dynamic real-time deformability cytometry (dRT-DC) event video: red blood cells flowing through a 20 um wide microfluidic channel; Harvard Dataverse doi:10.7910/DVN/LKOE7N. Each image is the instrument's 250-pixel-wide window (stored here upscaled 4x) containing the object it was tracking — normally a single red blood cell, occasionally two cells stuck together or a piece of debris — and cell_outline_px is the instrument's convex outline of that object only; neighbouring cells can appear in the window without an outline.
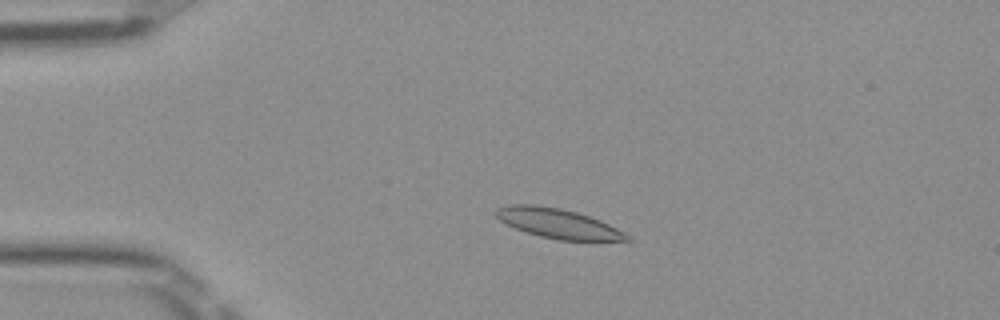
{"species": "Egyptian fruit bat (a non-hibernating species)", "species_latin": "Rousettus aegyptiacus", "temperature_condition": "room temperature", "stored_images_in_passage": 50, "camera_frame_rate_fps": 3000, "um_per_image_px": 0.085, "frame": {"image": 1, "passage_image": 10, "time_ms": 3.0, "image_size_px": [1000, 320], "cell_outline_px": [[632, 240], [560, 240], [540, 236], [516, 228], [500, 220], [496, 216], [496, 208], [508, 204], [532, 204], [560, 208], [576, 212], [600, 220], [632, 236]], "centroid_in_image_um": [47.43, 18.98], "position_along_channel_um": 37.6, "area_um2": 22.31}}
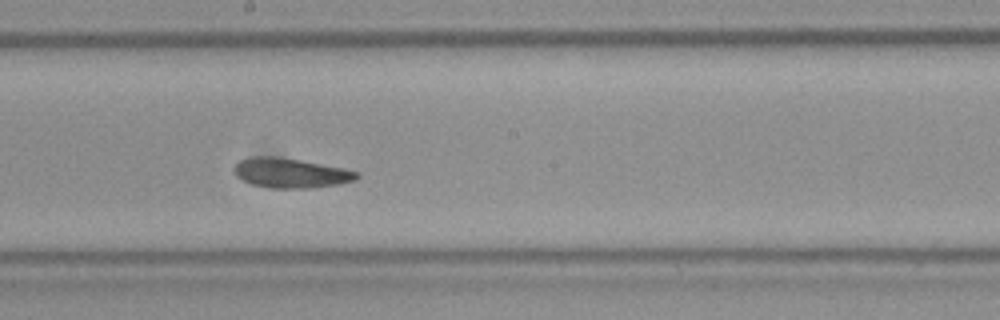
{"frame": {"image": 2, "passage_image": 27, "time_ms": 8.667, "image_size_px": [1000, 320], "cell_outline_px": [[360, 176], [356, 180], [340, 184], [312, 188], [272, 188], [252, 184], [236, 176], [232, 168], [240, 160], [252, 156], [276, 156], [300, 160], [344, 168], [360, 172]], "centroid_in_image_um": [24.73, 14.7], "position_along_channel_um": 223.5, "area_um2": 21.39}}
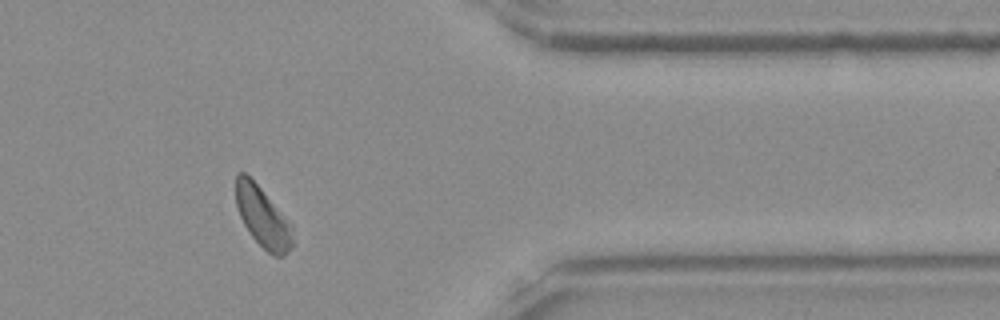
{"frame": {"image": 3, "passage_image": 41, "time_ms": 13.333, "image_size_px": [1000, 320], "cell_outline_px": [[292, 244], [284, 256], [276, 256], [268, 252], [252, 236], [244, 224], [240, 216], [236, 204], [236, 172], [244, 172], [260, 188], [292, 224]], "centroid_in_image_um": [22.32, 18.44], "position_along_channel_um": 389.1, "area_um2": 19.48}, "authors_computed_cell_mechanics": {"area_um2": 21.3571, "velocity_mm_per_s": 3.9522, "shape_relaxation_time_tau1_ms": null, "shape_relaxation_time_tau2_ms": 2.9811, "deformation_change_tau1": null, "deformation_change_tau2": 0.0936}}